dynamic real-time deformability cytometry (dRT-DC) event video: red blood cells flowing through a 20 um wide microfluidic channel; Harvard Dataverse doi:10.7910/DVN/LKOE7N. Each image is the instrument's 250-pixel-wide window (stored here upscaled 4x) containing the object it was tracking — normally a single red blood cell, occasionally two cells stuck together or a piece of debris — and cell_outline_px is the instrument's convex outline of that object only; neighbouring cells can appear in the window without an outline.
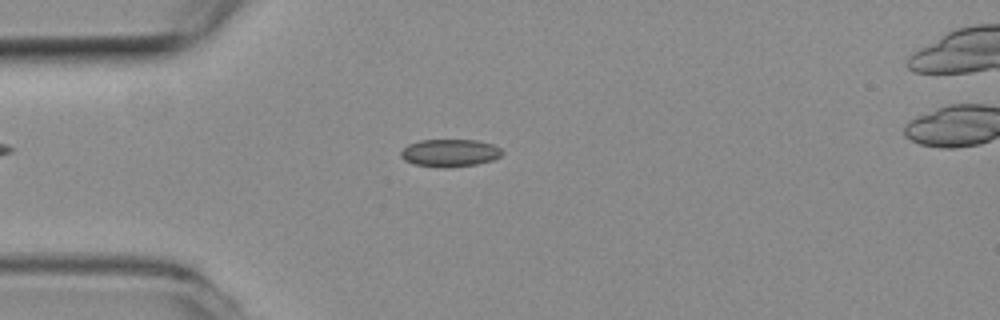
{"species": "common noctule bat (a hibernating species)", "species_latin": "Nyctalus noctula", "temperature_condition": "room temperature", "stored_images_in_passage": 54, "segment_of_instrument_passage": [1, 2], "camera_frame_rate_fps": 3000, "um_per_image_px": 0.085, "animal": {"sex": "female", "body_mass_g": 19.3, "forearm_length_mm": 54.1}, "frame": {"image": 1, "passage_image": 13, "time_ms": 4.0, "image_size_px": [1000, 320], "cell_outline_px": [[504, 152], [500, 156], [492, 160], [476, 164], [448, 168], [440, 168], [412, 164], [404, 160], [400, 156], [400, 152], [408, 144], [420, 140], [476, 140], [492, 144], [500, 148]], "centroid_in_image_um": [38.21, 13.01], "position_along_channel_um": 46.8, "area_um2": 16.42}}
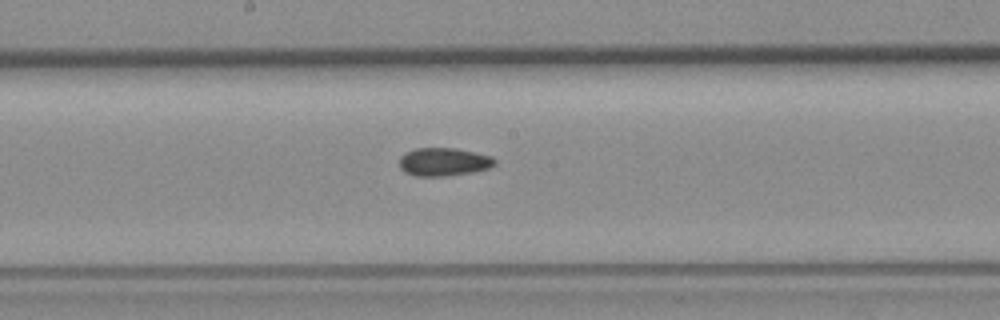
{"frame": {"image": 2, "passage_image": 27, "time_ms": 8.667, "image_size_px": [1000, 320], "cell_outline_px": [[496, 164], [488, 168], [472, 172], [448, 176], [416, 176], [404, 172], [400, 168], [400, 156], [416, 148], [456, 148], [492, 156], [496, 160]], "centroid_in_image_um": [37.72, 13.76], "position_along_channel_um": 210.5, "area_um2": 15.66}}
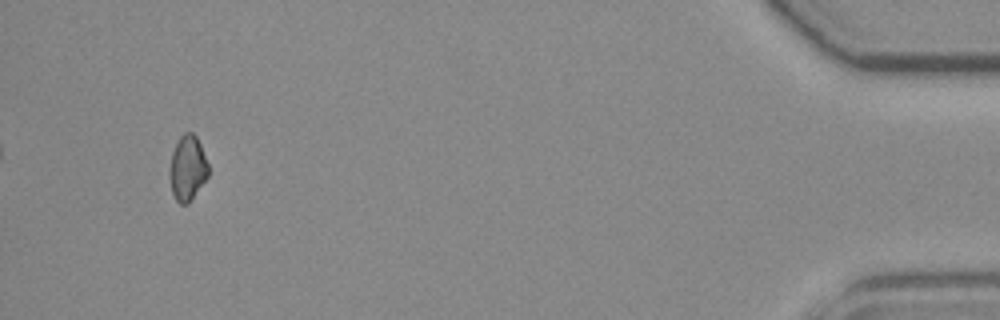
{"frame": {"image": 3, "passage_image": 50, "time_ms": 16.333, "image_size_px": [1000, 320], "cell_outline_px": [[208, 176], [188, 204], [180, 204], [176, 200], [172, 192], [168, 172], [172, 152], [180, 136], [184, 132], [192, 132], [196, 136], [200, 144], [208, 164]], "centroid_in_image_um": [15.92, 14.29], "position_along_channel_um": 419.3, "area_um2": 14.68}}